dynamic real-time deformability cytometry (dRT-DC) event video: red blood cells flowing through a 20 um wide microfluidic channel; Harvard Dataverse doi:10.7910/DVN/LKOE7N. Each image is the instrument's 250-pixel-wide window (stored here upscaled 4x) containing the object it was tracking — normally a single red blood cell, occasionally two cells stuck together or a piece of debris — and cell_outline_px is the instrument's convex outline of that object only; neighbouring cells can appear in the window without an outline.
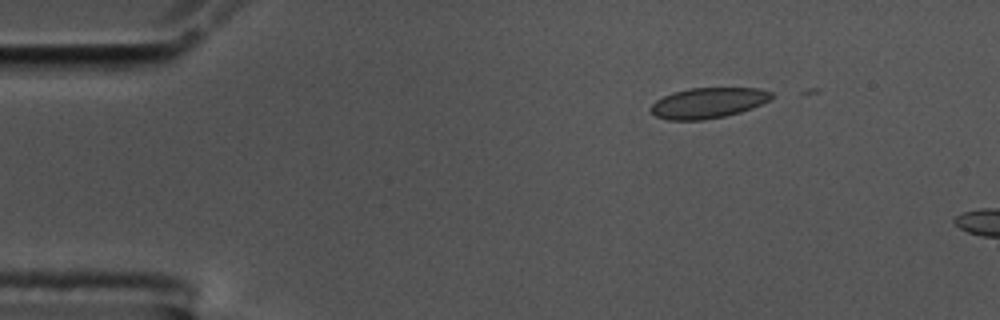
{"species": "common noctule bat (a hibernating species)", "species_latin": "Nyctalus noctula", "temperature_condition": "cold", "stored_images_in_passage": 6, "camera_frame_rate_fps": 3000, "um_per_image_px": 0.085, "animal": {"sex": "male", "body_mass_g": 17.5, "forearm_length_mm": 52.3}, "frame": {"image": 1, "passage_image": 2, "time_ms": 0.333, "image_size_px": [1000, 320], "cell_outline_px": [[772, 96], [768, 100], [752, 108], [740, 112], [724, 116], [704, 120], [668, 120], [656, 116], [648, 108], [656, 100], [664, 96], [688, 88], [760, 88], [772, 92]], "centroid_in_image_um": [60.17, 8.75], "position_along_channel_um": 24.8, "area_um2": 21.33}}